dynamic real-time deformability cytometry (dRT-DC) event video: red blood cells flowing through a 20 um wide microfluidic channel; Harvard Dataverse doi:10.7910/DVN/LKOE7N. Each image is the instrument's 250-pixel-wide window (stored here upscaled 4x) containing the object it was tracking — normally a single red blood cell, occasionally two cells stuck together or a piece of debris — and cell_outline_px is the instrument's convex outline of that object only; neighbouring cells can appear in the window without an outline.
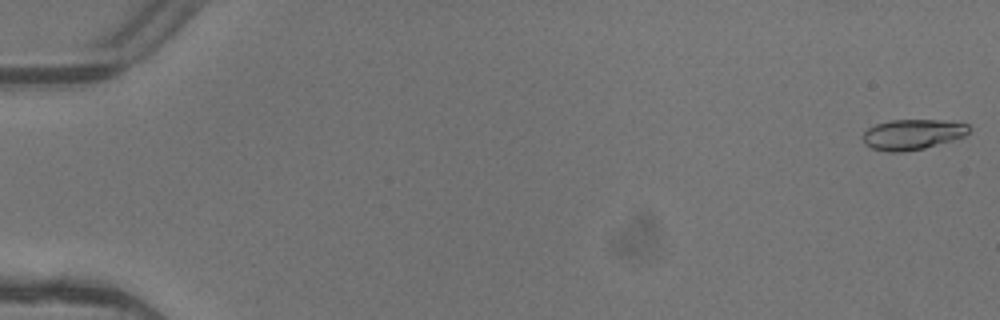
{"species": "common noctule bat (a hibernating species)", "species_latin": "Nyctalus noctula", "temperature_condition": "warm", "stored_images_in_passage": 6, "camera_frame_rate_fps": 3000, "um_per_image_px": 0.085, "animal": {"sex": "female"}, "frame": {"image": 1, "passage_image": 1, "time_ms": 0.0, "image_size_px": [1000, 320], "cell_outline_px": [[968, 132], [964, 136], [952, 140], [924, 148], [900, 152], [888, 152], [872, 148], [864, 144], [860, 136], [868, 128], [876, 124], [892, 120], [940, 120], [968, 124]], "centroid_in_image_um": [77.5, 11.43], "position_along_channel_um": 7.5, "area_um2": 18.67}}
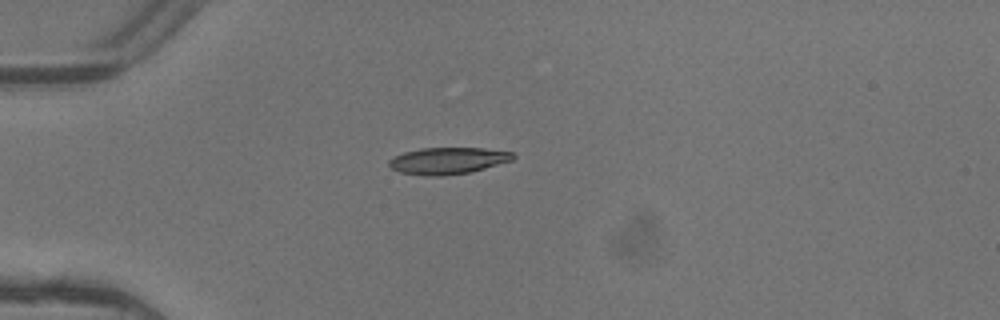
{"frame": {"image": 2, "passage_image": 5, "time_ms": 1.333, "image_size_px": [1000, 320], "cell_outline_px": [[516, 156], [512, 160], [472, 172], [440, 176], [424, 176], [400, 172], [392, 168], [388, 164], [388, 160], [404, 152], [420, 148], [484, 148], [516, 152]], "centroid_in_image_um": [38.1, 13.66], "position_along_channel_um": 46.9, "area_um2": 19.42}}
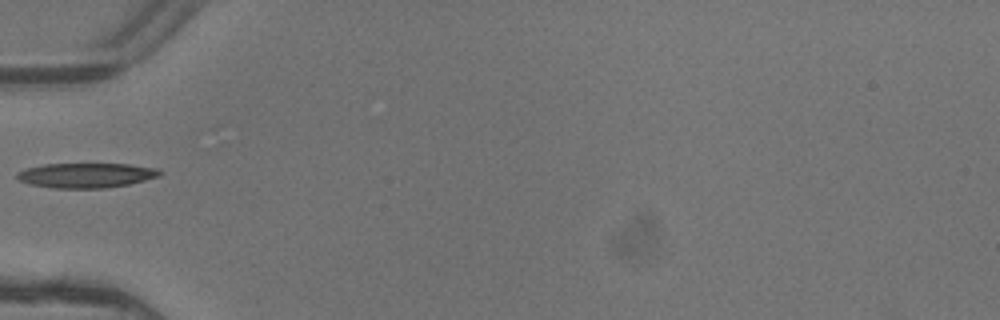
{"frame": {"image": 3, "passage_image": 6, "time_ms": 1.667, "image_size_px": [1000, 320], "cell_outline_px": [[164, 172], [160, 176], [128, 184], [104, 188], [52, 188], [32, 184], [20, 180], [16, 176], [16, 172], [24, 168], [44, 164], [128, 164], [160, 168]], "centroid_in_image_um": [7.35, 14.89], "position_along_channel_um": 77.7, "area_um2": 20.69}}